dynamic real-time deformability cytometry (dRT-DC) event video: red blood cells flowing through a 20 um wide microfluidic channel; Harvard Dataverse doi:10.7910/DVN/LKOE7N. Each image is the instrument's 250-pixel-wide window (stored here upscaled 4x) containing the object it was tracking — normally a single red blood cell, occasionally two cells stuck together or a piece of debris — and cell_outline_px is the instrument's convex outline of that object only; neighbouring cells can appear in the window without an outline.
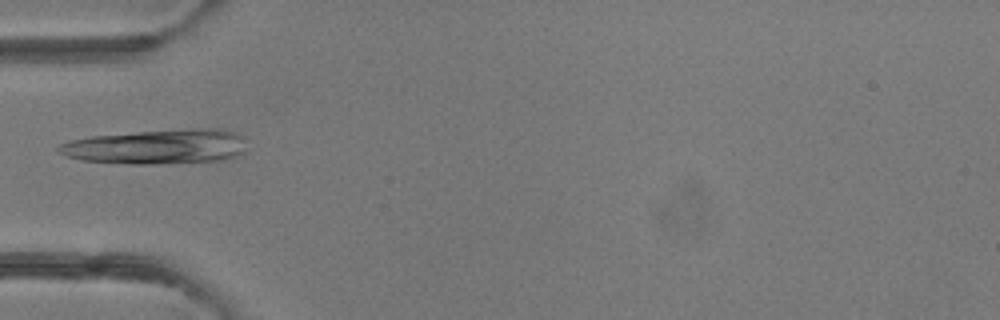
{"species": "common noctule bat (a hibernating species)", "species_latin": "Nyctalus noctula", "temperature_condition": "room temperature", "stored_images_in_passage": 4, "camera_frame_rate_fps": 3000, "um_per_image_px": 0.085, "animal": {"sex": "female"}, "frame": {"image": 1, "passage_image": 2, "time_ms": 1.333, "image_size_px": [1000, 320], "cell_outline_px": [[248, 152], [236, 156], [220, 160], [160, 164], [132, 164], [84, 160], [68, 156], [56, 152], [56, 148], [60, 144], [72, 140], [92, 136], [136, 132], [196, 128], [220, 128], [236, 132], [244, 136]], "centroid_in_image_um": [13.43, 12.46], "position_along_channel_um": 71.6, "area_um2": 38.26}}
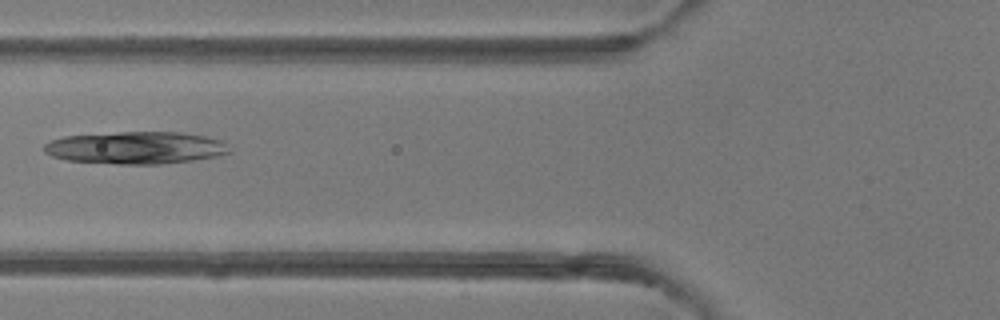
{"frame": {"image": 2, "passage_image": 3, "time_ms": 2.333, "image_size_px": [1000, 320], "cell_outline_px": [[232, 152], [216, 156], [192, 160], [160, 164], [116, 164], [68, 160], [52, 156], [44, 152], [44, 144], [52, 140], [64, 136], [120, 132], [180, 132], [204, 136], [224, 140]], "centroid_in_image_um": [11.57, 12.56], "position_along_channel_um": 114.2, "area_um2": 34.91}}
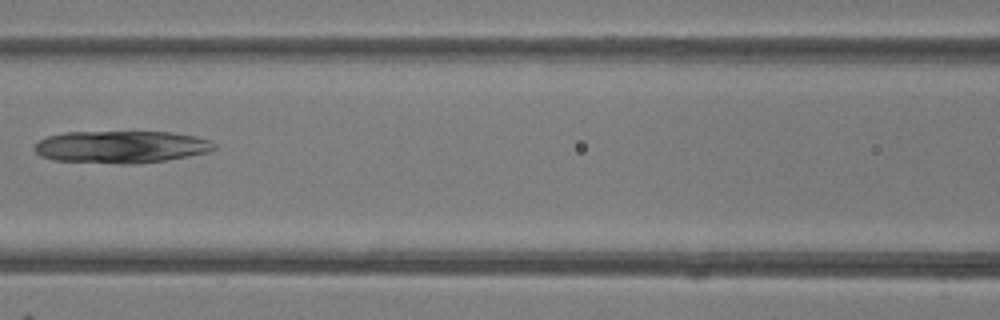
{"frame": {"image": 3, "passage_image": 4, "time_ms": 3.333, "image_size_px": [1000, 320], "cell_outline_px": [[216, 148], [208, 152], [188, 156], [164, 160], [132, 164], [124, 164], [56, 160], [40, 156], [32, 148], [40, 140], [48, 136], [64, 132], [172, 132], [196, 136], [208, 140], [216, 144]], "centroid_in_image_um": [10.29, 12.48], "position_along_channel_um": 156.3, "area_um2": 33.7}}